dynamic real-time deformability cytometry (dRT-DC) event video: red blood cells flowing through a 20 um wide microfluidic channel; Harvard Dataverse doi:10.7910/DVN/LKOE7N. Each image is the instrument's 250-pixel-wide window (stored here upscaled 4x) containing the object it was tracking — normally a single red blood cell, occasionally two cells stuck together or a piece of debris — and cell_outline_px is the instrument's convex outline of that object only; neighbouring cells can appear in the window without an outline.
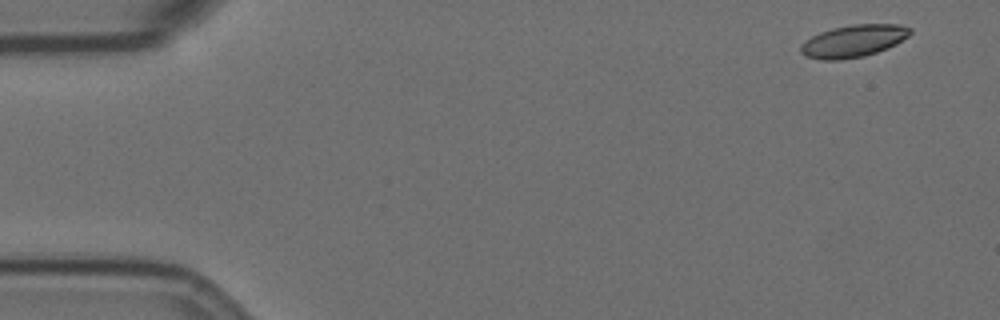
{"species": "Egyptian fruit bat (a non-hibernating species)", "species_latin": "Rousettus aegyptiacus", "temperature_condition": "room temperature", "stored_images_in_passage": 55, "camera_frame_rate_fps": 3000, "um_per_image_px": 0.085, "animal": {"sex": "female"}, "frame": {"image": 1, "passage_image": 1, "time_ms": 0.0, "image_size_px": [1000, 320], "cell_outline_px": [[912, 32], [908, 36], [896, 44], [888, 48], [864, 56], [840, 60], [824, 60], [804, 56], [800, 52], [800, 48], [812, 36], [820, 32], [832, 28], [852, 24], [900, 24], [912, 28]], "centroid_in_image_um": [72.58, 3.48], "position_along_channel_um": 12.4, "area_um2": 20.52}}
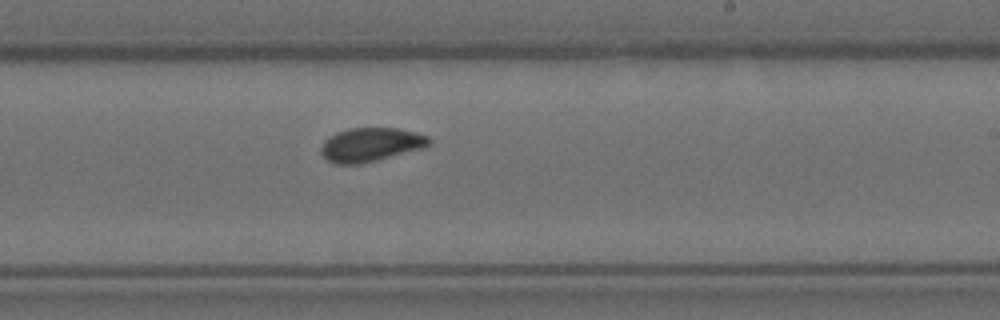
{"frame": {"image": 2, "passage_image": 32, "time_ms": 10.333, "image_size_px": [1000, 320], "cell_outline_px": [[432, 140], [428, 144], [420, 148], [360, 164], [336, 164], [328, 160], [320, 152], [320, 148], [324, 140], [328, 136], [336, 132], [348, 128], [400, 128], [416, 132], [428, 136]], "centroid_in_image_um": [31.46, 12.27], "position_along_channel_um": 257.5, "area_um2": 21.1}}
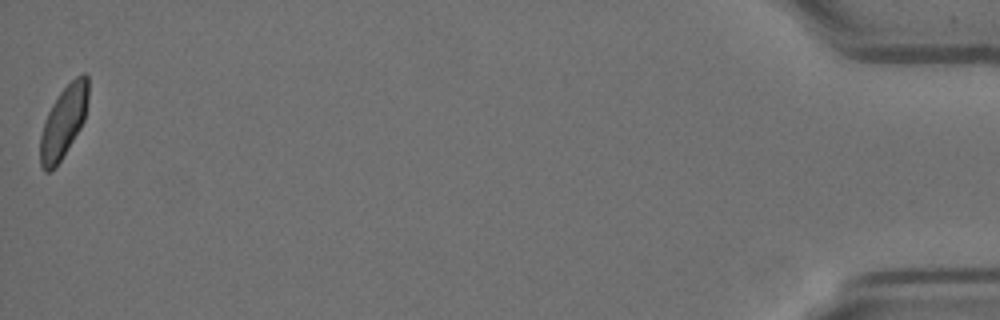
{"frame": {"image": 3, "passage_image": 55, "time_ms": 18.0, "image_size_px": [1000, 320], "cell_outline_px": [[88, 100], [84, 120], [80, 128], [56, 168], [48, 172], [44, 172], [40, 164], [40, 136], [44, 120], [52, 104], [60, 92], [76, 76], [84, 72], [88, 76]], "centroid_in_image_um": [5.39, 10.37], "position_along_channel_um": 429.8, "area_um2": 20.11}, "authors_computed_cell_mechanics": {"area_um2": 20.9236, "velocity_mm_per_s": 3.5261, "shape_relaxation_time_tau1_ms": 4.4152, "shape_relaxation_time_tau2_ms": 1.3591, "deformation_change_tau1": 0.1224, "deformation_change_tau2": 0.0406}}